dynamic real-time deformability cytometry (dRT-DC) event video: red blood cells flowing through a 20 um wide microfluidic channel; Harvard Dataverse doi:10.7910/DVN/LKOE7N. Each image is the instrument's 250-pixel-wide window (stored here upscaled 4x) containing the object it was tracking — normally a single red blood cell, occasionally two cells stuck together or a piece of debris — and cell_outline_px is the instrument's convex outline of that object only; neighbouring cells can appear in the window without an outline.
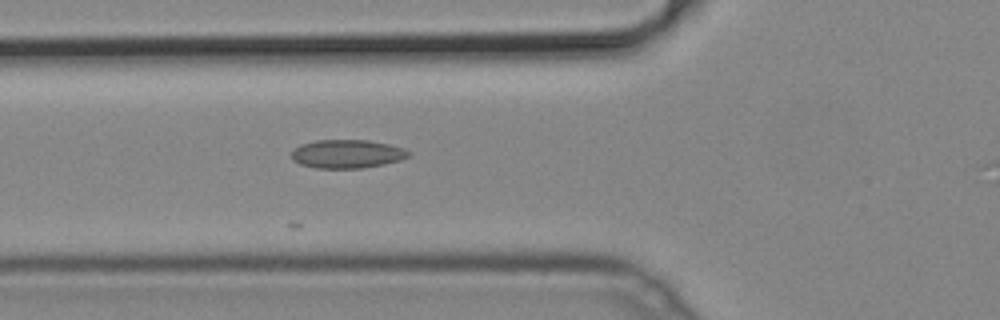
{"species": "common noctule bat (a hibernating species)", "species_latin": "Nyctalus noctula", "temperature_condition": "cold", "stored_images_in_passage": 5, "camera_frame_rate_fps": 3000, "um_per_image_px": 0.085, "animal": {"sex": "male", "body_mass_g": 19.2, "forearm_length_mm": 51.8}, "frame": {"image": 1, "passage_image": 4, "time_ms": 1.0, "image_size_px": [1000, 320], "cell_outline_px": [[412, 152], [408, 156], [400, 160], [384, 164], [360, 168], [316, 168], [300, 164], [292, 160], [292, 152], [300, 144], [316, 140], [368, 140], [388, 144], [404, 148]], "centroid_in_image_um": [29.5, 13.08], "position_along_channel_um": 96.3, "area_um2": 19.42}}